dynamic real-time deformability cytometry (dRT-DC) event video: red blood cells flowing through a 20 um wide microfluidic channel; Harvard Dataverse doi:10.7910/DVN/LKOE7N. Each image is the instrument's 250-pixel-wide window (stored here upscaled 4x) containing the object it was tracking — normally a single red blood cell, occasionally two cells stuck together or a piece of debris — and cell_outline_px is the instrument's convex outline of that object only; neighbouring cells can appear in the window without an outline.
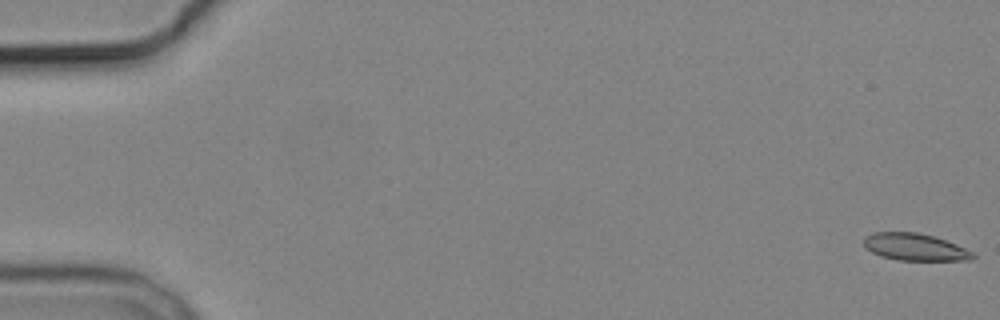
{"species": "common noctule bat (a hibernating species)", "species_latin": "Nyctalus noctula", "temperature_condition": "cold", "stored_images_in_passage": 4, "camera_frame_rate_fps": 3000, "um_per_image_px": 0.085, "animal": {"sex": "male", "body_mass_g": 19.2, "forearm_length_mm": 51.8}, "frame": {"image": 1, "passage_image": 1, "time_ms": 0.0, "image_size_px": [1000, 320], "cell_outline_px": [[976, 256], [972, 260], [896, 260], [880, 256], [864, 248], [864, 236], [872, 232], [916, 232], [932, 236], [956, 244], [972, 252]], "centroid_in_image_um": [77.72, 21.0], "position_along_channel_um": 7.3, "area_um2": 17.22}}